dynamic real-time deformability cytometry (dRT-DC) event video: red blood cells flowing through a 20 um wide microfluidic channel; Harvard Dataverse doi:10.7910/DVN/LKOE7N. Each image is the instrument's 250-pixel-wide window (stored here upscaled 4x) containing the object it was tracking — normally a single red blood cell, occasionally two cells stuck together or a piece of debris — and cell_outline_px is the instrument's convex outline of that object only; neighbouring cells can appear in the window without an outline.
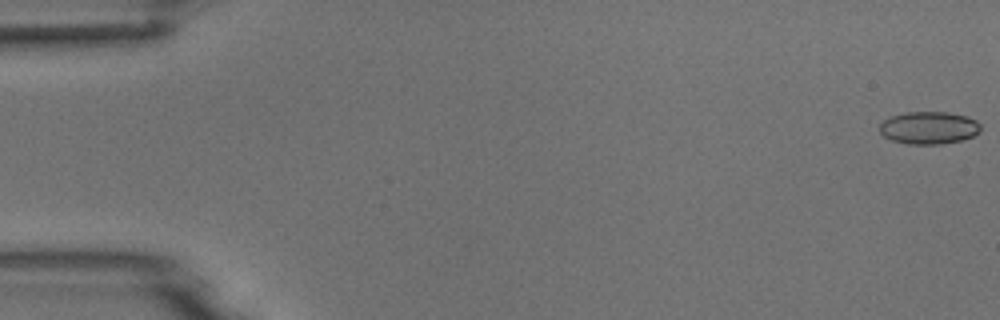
{"species": "common noctule bat (a hibernating species)", "species_latin": "Nyctalus noctula", "temperature_condition": "room temperature", "stored_images_in_passage": 54, "camera_frame_rate_fps": 3000, "um_per_image_px": 0.085, "animal": {"sex": "male", "body_mass_g": 18.8}, "frame": {"image": 1, "passage_image": 1, "time_ms": 0.0, "image_size_px": [1000, 320], "cell_outline_px": [[980, 132], [972, 136], [960, 140], [940, 144], [908, 144], [892, 140], [884, 136], [880, 132], [880, 124], [884, 120], [892, 116], [904, 112], [948, 112], [968, 116], [976, 120], [980, 124]], "centroid_in_image_um": [78.96, 10.85], "position_along_channel_um": 6.0, "area_um2": 19.13}}
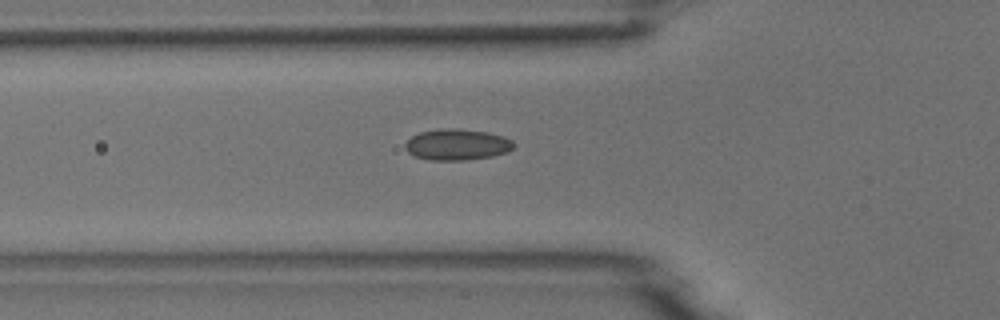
{"frame": {"image": 2, "passage_image": 19, "time_ms": 6.0, "image_size_px": [1000, 320], "cell_outline_px": [[516, 144], [508, 152], [492, 156], [464, 160], [428, 160], [412, 156], [404, 148], [404, 144], [412, 136], [420, 132], [440, 128], [456, 128], [488, 132], [504, 136], [512, 140]], "centroid_in_image_um": [38.84, 12.29], "position_along_channel_um": 87.0, "area_um2": 19.94}}
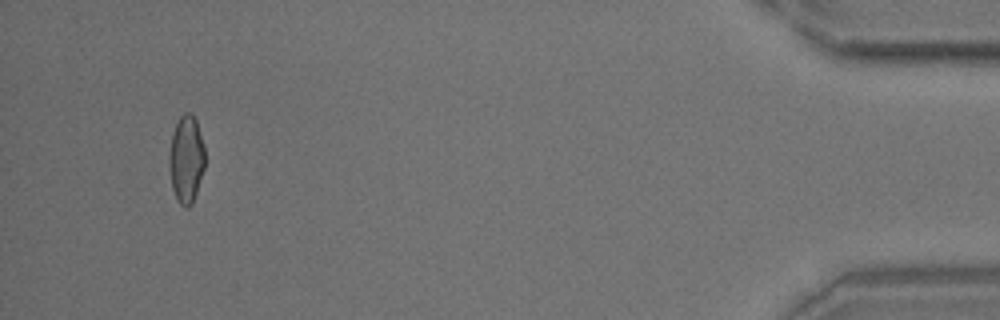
{"frame": {"image": 3, "passage_image": 51, "time_ms": 16.667, "image_size_px": [1000, 320], "cell_outline_px": [[204, 168], [192, 204], [188, 208], [184, 208], [180, 204], [172, 188], [168, 164], [168, 156], [172, 132], [180, 116], [184, 112], [192, 112], [196, 120], [204, 144]], "centroid_in_image_um": [15.82, 13.5], "position_along_channel_um": 419.4, "area_um2": 18.38}}